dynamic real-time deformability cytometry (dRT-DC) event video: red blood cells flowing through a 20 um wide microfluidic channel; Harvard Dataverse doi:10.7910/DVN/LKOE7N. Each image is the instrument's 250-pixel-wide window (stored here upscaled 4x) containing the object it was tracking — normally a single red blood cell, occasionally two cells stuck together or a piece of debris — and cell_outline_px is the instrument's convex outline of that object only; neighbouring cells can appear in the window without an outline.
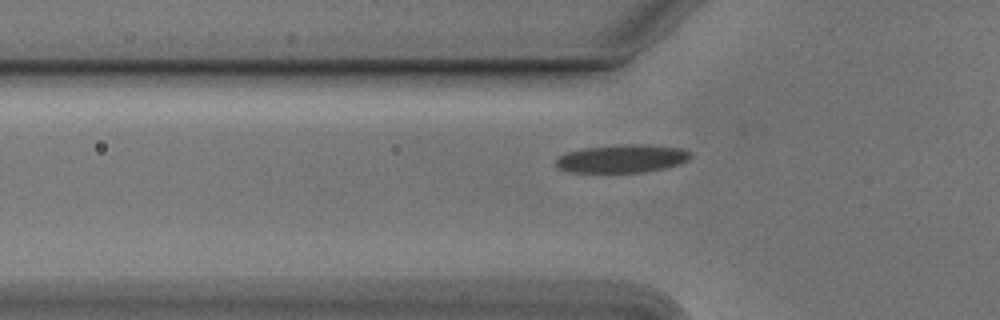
{"species": "Egyptian fruit bat (a non-hibernating species)", "species_latin": "Rousettus aegyptiacus", "temperature_condition": "cold", "stored_images_in_passage": 38, "camera_frame_rate_fps": 3000, "um_per_image_px": 0.085, "animal": {"sex": "male"}, "frame": {"image": 1, "passage_image": 8, "time_ms": 2.333, "image_size_px": [1000, 320], "cell_outline_px": [[692, 156], [688, 160], [680, 164], [664, 168], [644, 172], [572, 172], [560, 168], [556, 164], [556, 160], [560, 156], [568, 152], [584, 148], [628, 144], [640, 144], [680, 148], [692, 152]], "centroid_in_image_um": [52.93, 13.48], "position_along_channel_um": 72.9, "area_um2": 21.79}}
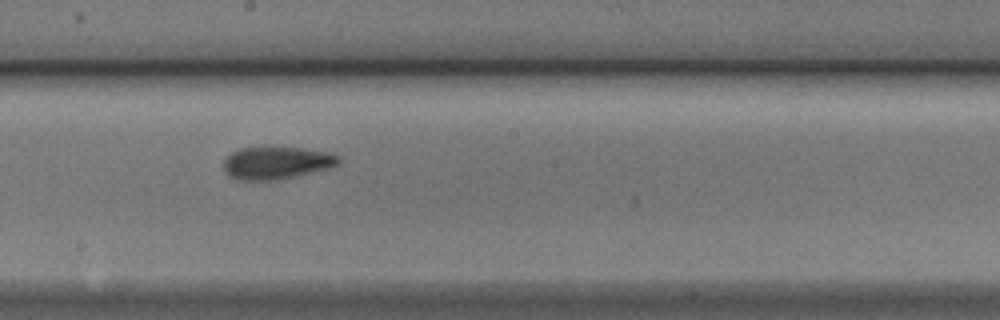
{"frame": {"image": 2, "passage_image": 20, "time_ms": 6.333, "image_size_px": [1000, 320], "cell_outline_px": [[340, 164], [328, 168], [276, 180], [240, 180], [232, 176], [224, 168], [224, 156], [240, 148], [300, 148], [328, 152], [340, 156]], "centroid_in_image_um": [23.51, 13.84], "position_along_channel_um": 224.7, "area_um2": 21.39}}
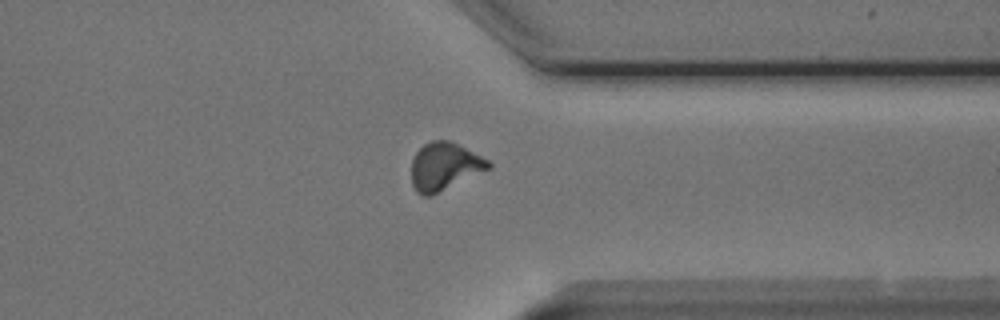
{"frame": {"image": 3, "passage_image": 32, "time_ms": 10.333, "image_size_px": [1000, 320], "cell_outline_px": [[492, 168], [428, 196], [420, 196], [416, 192], [412, 184], [412, 160], [416, 152], [424, 144], [432, 140], [448, 140], [488, 160], [492, 164]], "centroid_in_image_um": [37.76, 14.15], "position_along_channel_um": 373.6, "area_um2": 21.04}}